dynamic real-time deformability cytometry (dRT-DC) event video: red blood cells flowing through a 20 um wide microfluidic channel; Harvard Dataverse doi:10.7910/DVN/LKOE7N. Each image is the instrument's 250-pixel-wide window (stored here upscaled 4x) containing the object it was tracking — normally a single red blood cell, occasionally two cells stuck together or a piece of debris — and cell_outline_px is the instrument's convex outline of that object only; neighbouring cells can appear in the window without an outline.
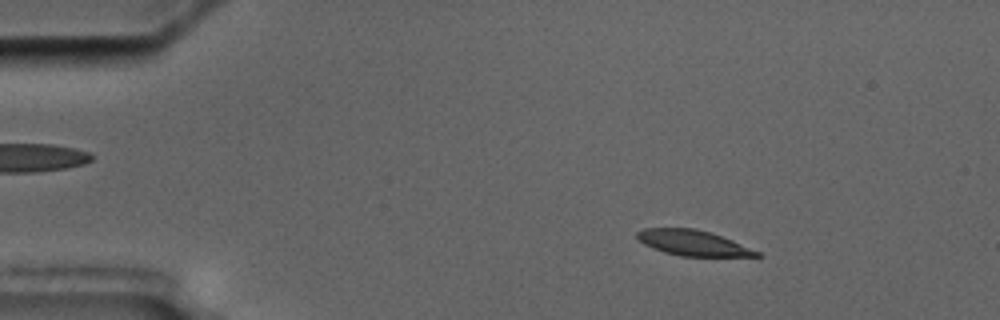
{"species": "common noctule bat (a hibernating species)", "species_latin": "Nyctalus noctula", "temperature_condition": "cold", "stored_images_in_passage": 9, "camera_frame_rate_fps": 3000, "um_per_image_px": 0.085, "animal": {"sex": "male", "body_mass_g": 17.5, "forearm_length_mm": 52.3}, "frame": {"image": 1, "passage_image": 1, "time_ms": 0.0, "image_size_px": [1000, 320], "cell_outline_px": [[760, 256], [680, 256], [664, 252], [652, 248], [644, 244], [636, 236], [636, 232], [644, 228], [696, 228], [732, 240], [760, 252]], "centroid_in_image_um": [58.86, 20.64], "position_along_channel_um": 26.1, "area_um2": 17.51}}
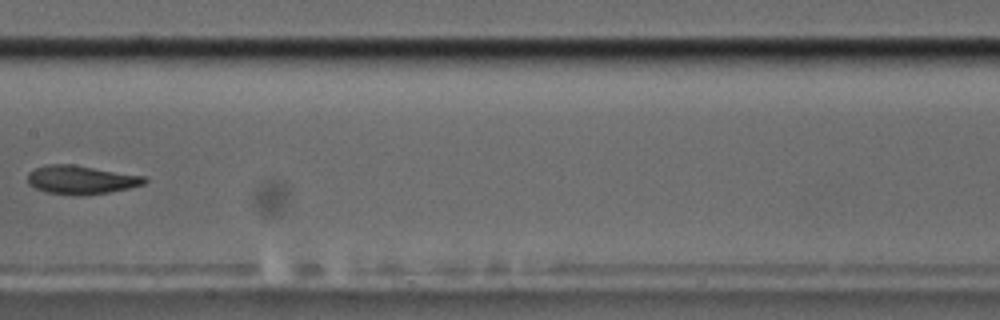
{"frame": {"image": 2, "passage_image": 7, "time_ms": 7.0, "image_size_px": [1000, 320], "cell_outline_px": [[148, 180], [144, 184], [128, 188], [108, 192], [84, 196], [76, 196], [44, 192], [28, 184], [28, 172], [36, 168], [48, 164], [72, 164], [144, 176]], "centroid_in_image_um": [6.86, 15.29], "position_along_channel_um": 200.5, "area_um2": 19.54}}
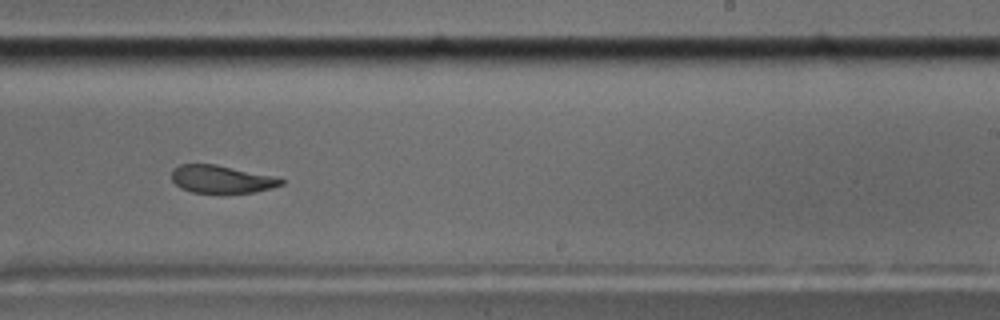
{"frame": {"image": 3, "passage_image": 9, "time_ms": 9.0, "image_size_px": [1000, 320], "cell_outline_px": [[284, 184], [272, 188], [256, 192], [192, 192], [180, 188], [172, 180], [172, 168], [180, 164], [216, 164], [276, 176], [284, 180]], "centroid_in_image_um": [18.84, 15.22], "position_along_channel_um": 270.2, "area_um2": 17.74}}